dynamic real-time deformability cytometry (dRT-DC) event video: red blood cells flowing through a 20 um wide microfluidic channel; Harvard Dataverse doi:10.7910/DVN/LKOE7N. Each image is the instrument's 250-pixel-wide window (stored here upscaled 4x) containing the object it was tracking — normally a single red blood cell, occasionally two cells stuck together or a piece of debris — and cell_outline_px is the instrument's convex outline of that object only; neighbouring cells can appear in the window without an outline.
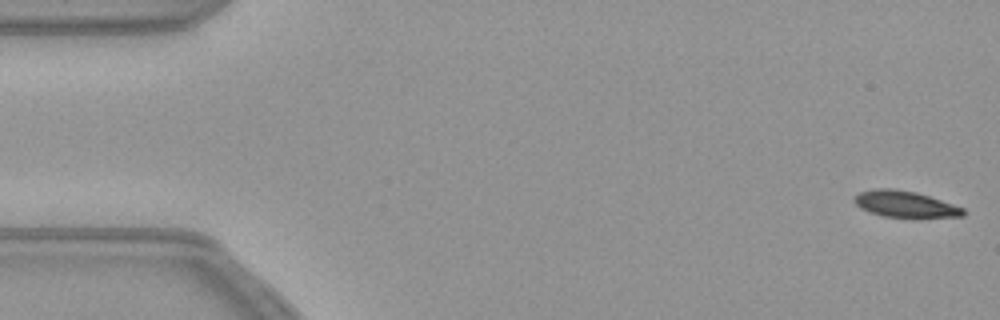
{"species": "common noctule bat (a hibernating species)", "species_latin": "Nyctalus noctula", "temperature_condition": "warm", "stored_images_in_passage": 55, "segment_of_instrument_passage": [1, 2], "camera_frame_rate_fps": 3000, "um_per_image_px": 0.085, "animal": {"sex": "female", "body_mass_g": 21.9}, "frame": {"image": 1, "passage_image": 1, "time_ms": 0.0, "image_size_px": [1000, 320], "cell_outline_px": [[964, 216], [912, 220], [884, 216], [868, 212], [860, 208], [852, 200], [860, 192], [876, 188], [892, 188], [916, 192], [964, 208]], "centroid_in_image_um": [76.95, 17.4], "position_along_channel_um": 8.1, "area_um2": 17.34}}
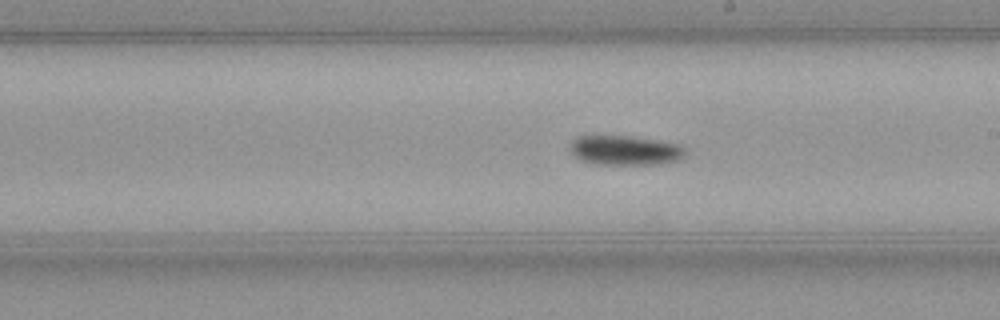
{"frame": {"image": 2, "passage_image": 30, "time_ms": 9.667, "image_size_px": [1000, 320], "cell_outline_px": [[684, 156], [680, 160], [664, 164], [592, 164], [580, 160], [572, 156], [568, 152], [568, 144], [572, 140], [580, 136], [628, 136], [656, 140], [680, 144], [684, 148]], "centroid_in_image_um": [53.07, 12.79], "position_along_channel_um": 235.9, "area_um2": 20.23}}
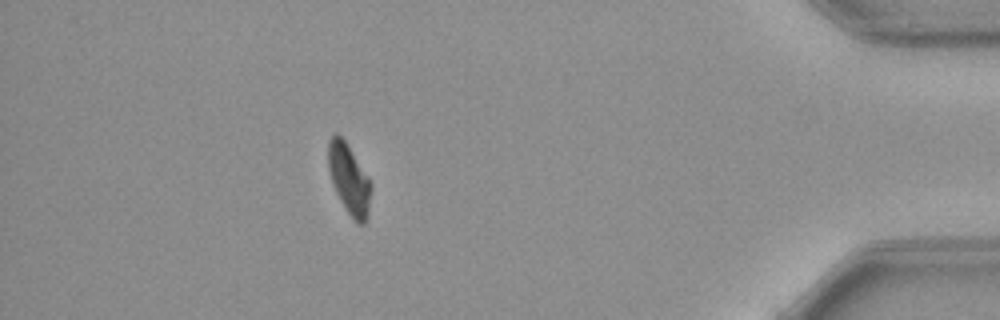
{"frame": {"image": 3, "passage_image": 48, "time_ms": 15.667, "image_size_px": [1000, 320], "cell_outline_px": [[372, 188], [368, 216], [364, 224], [360, 224], [352, 220], [344, 208], [332, 184], [328, 168], [328, 140], [336, 132], [348, 144], [368, 176], [372, 184]], "centroid_in_image_um": [29.68, 15.25], "position_along_channel_um": 405.5, "area_um2": 17.8}}